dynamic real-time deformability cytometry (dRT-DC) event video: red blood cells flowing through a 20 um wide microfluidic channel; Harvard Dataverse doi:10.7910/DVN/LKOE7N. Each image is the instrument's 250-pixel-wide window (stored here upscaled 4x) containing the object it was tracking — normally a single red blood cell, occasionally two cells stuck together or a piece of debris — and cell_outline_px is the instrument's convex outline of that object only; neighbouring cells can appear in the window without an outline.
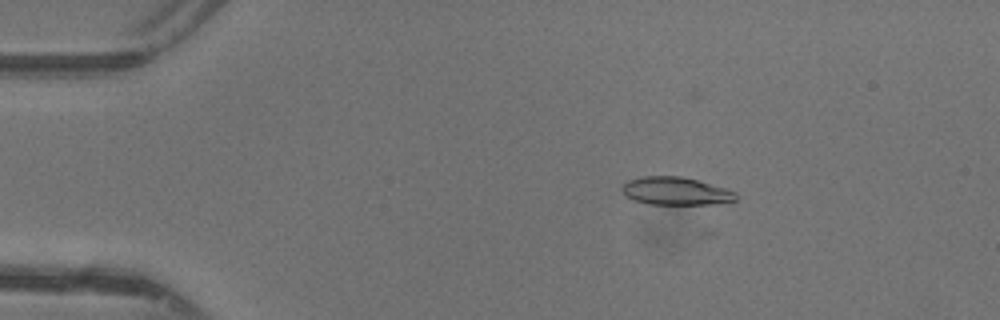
{"species": "common noctule bat (a hibernating species)", "species_latin": "Nyctalus noctula", "temperature_condition": "warm", "stored_images_in_passage": 47, "camera_frame_rate_fps": 3000, "um_per_image_px": 0.085, "animal": {"sex": "female"}, "frame": {"image": 1, "passage_image": 8, "time_ms": 2.333, "image_size_px": [1000, 320], "cell_outline_px": [[736, 200], [716, 204], [648, 204], [632, 200], [624, 196], [620, 188], [628, 180], [644, 176], [680, 176], [696, 180], [724, 188], [736, 192]], "centroid_in_image_um": [57.38, 16.25], "position_along_channel_um": 27.6, "area_um2": 18.5}}
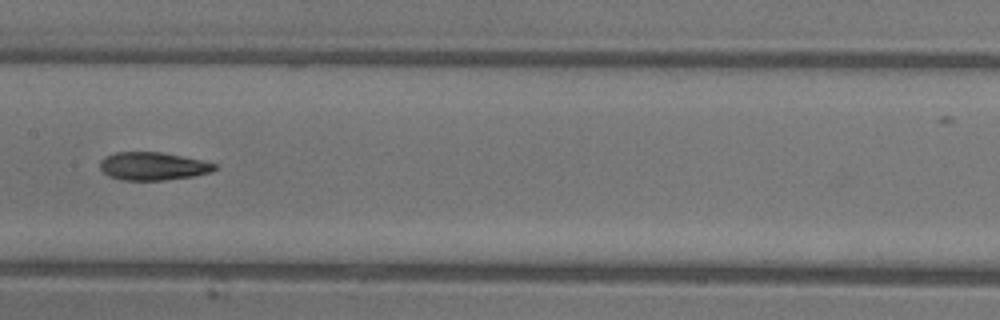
{"frame": {"image": 2, "passage_image": 24, "time_ms": 7.667, "image_size_px": [1000, 320], "cell_outline_px": [[220, 168], [212, 172], [192, 176], [164, 180], [120, 180], [108, 176], [100, 168], [100, 160], [104, 156], [116, 152], [160, 152], [204, 160], [216, 164]], "centroid_in_image_um": [13.02, 14.12], "position_along_channel_um": 194.4, "area_um2": 18.9}}
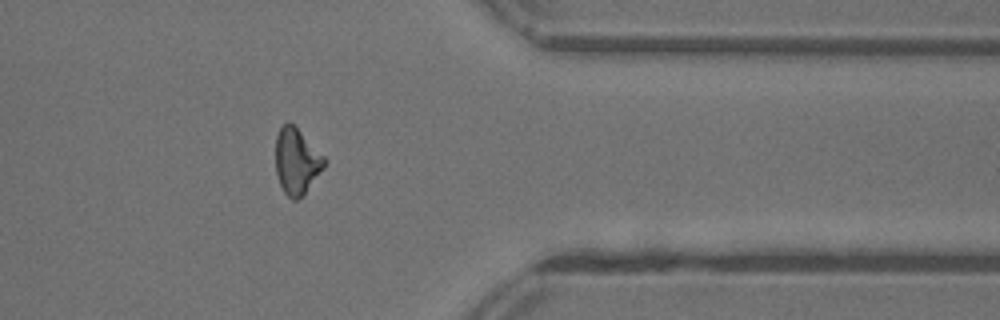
{"frame": {"image": 3, "passage_image": 38, "time_ms": 12.333, "image_size_px": [1000, 320], "cell_outline_px": [[328, 160], [324, 168], [304, 192], [296, 200], [292, 200], [284, 192], [280, 184], [276, 172], [276, 136], [280, 128], [288, 120]], "centroid_in_image_um": [25.21, 13.7], "position_along_channel_um": 386.2, "area_um2": 18.32}, "authors_computed_cell_mechanics": {"area_um2": 18.9006, "velocity_mm_per_s": 4.4196, "shape_relaxation_time_tau1_ms": 4.8457, "shape_relaxation_time_tau2_ms": 5.2143, "deformation_change_tau1": 0.1779, "deformation_change_tau2": 0.1596}}